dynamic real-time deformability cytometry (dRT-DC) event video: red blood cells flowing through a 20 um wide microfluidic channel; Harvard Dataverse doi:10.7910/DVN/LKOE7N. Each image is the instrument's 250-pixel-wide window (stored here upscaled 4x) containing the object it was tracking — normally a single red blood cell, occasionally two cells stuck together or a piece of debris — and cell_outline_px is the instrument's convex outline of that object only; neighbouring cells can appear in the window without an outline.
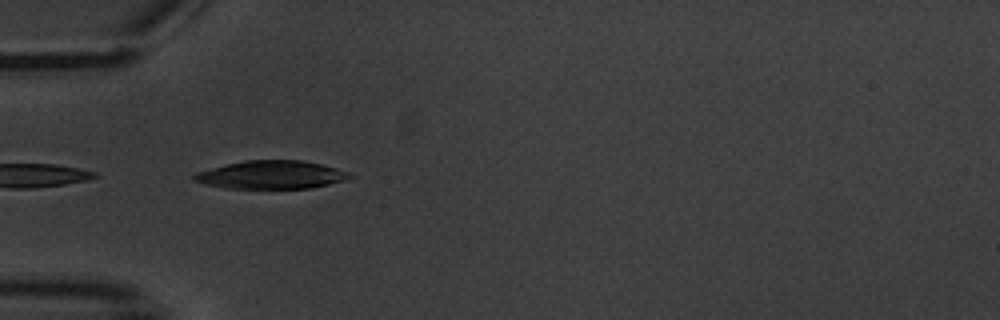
{"species": "common noctule bat (a hibernating species)", "species_latin": "Nyctalus noctula", "temperature_condition": "warm", "stored_images_in_passage": 2, "camera_frame_rate_fps": 3000, "um_per_image_px": 0.085, "animal": {"sex": "male", "body_mass_g": 20.1, "forearm_length_mm": 53.5}, "frame": {"image": 1, "passage_image": 2, "time_ms": 1.667, "image_size_px": [1000, 320], "cell_outline_px": [[356, 176], [344, 180], [328, 184], [308, 188], [224, 188], [192, 180], [192, 172], [244, 160], [304, 160], [336, 168], [348, 172]], "centroid_in_image_um": [23.02, 14.85], "position_along_channel_um": 62.0, "area_um2": 25.55}}